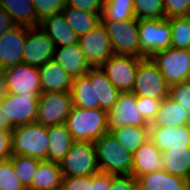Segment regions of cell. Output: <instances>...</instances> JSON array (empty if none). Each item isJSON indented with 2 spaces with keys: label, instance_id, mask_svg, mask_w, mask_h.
Listing matches in <instances>:
<instances>
[{
  "label": "cell",
  "instance_id": "obj_1",
  "mask_svg": "<svg viewBox=\"0 0 190 190\" xmlns=\"http://www.w3.org/2000/svg\"><path fill=\"white\" fill-rule=\"evenodd\" d=\"M66 126L74 141L95 142L108 130V111L73 106Z\"/></svg>",
  "mask_w": 190,
  "mask_h": 190
},
{
  "label": "cell",
  "instance_id": "obj_2",
  "mask_svg": "<svg viewBox=\"0 0 190 190\" xmlns=\"http://www.w3.org/2000/svg\"><path fill=\"white\" fill-rule=\"evenodd\" d=\"M99 172L108 175H131L133 154L127 151L112 135L103 134L94 142Z\"/></svg>",
  "mask_w": 190,
  "mask_h": 190
},
{
  "label": "cell",
  "instance_id": "obj_3",
  "mask_svg": "<svg viewBox=\"0 0 190 190\" xmlns=\"http://www.w3.org/2000/svg\"><path fill=\"white\" fill-rule=\"evenodd\" d=\"M12 154L29 156L40 161H47L48 129L32 122L19 125L11 132Z\"/></svg>",
  "mask_w": 190,
  "mask_h": 190
},
{
  "label": "cell",
  "instance_id": "obj_4",
  "mask_svg": "<svg viewBox=\"0 0 190 190\" xmlns=\"http://www.w3.org/2000/svg\"><path fill=\"white\" fill-rule=\"evenodd\" d=\"M63 176H88L99 173L95 143L74 141L59 163Z\"/></svg>",
  "mask_w": 190,
  "mask_h": 190
},
{
  "label": "cell",
  "instance_id": "obj_5",
  "mask_svg": "<svg viewBox=\"0 0 190 190\" xmlns=\"http://www.w3.org/2000/svg\"><path fill=\"white\" fill-rule=\"evenodd\" d=\"M139 44L141 58H151L155 53L171 47L169 19H140Z\"/></svg>",
  "mask_w": 190,
  "mask_h": 190
},
{
  "label": "cell",
  "instance_id": "obj_6",
  "mask_svg": "<svg viewBox=\"0 0 190 190\" xmlns=\"http://www.w3.org/2000/svg\"><path fill=\"white\" fill-rule=\"evenodd\" d=\"M110 38L115 55H130L141 58L139 44V20L102 22Z\"/></svg>",
  "mask_w": 190,
  "mask_h": 190
},
{
  "label": "cell",
  "instance_id": "obj_7",
  "mask_svg": "<svg viewBox=\"0 0 190 190\" xmlns=\"http://www.w3.org/2000/svg\"><path fill=\"white\" fill-rule=\"evenodd\" d=\"M132 93L154 99L169 96V85L150 58H145L138 64Z\"/></svg>",
  "mask_w": 190,
  "mask_h": 190
},
{
  "label": "cell",
  "instance_id": "obj_8",
  "mask_svg": "<svg viewBox=\"0 0 190 190\" xmlns=\"http://www.w3.org/2000/svg\"><path fill=\"white\" fill-rule=\"evenodd\" d=\"M150 59L161 71L169 86L186 80L190 69L189 49L170 47L155 53Z\"/></svg>",
  "mask_w": 190,
  "mask_h": 190
},
{
  "label": "cell",
  "instance_id": "obj_9",
  "mask_svg": "<svg viewBox=\"0 0 190 190\" xmlns=\"http://www.w3.org/2000/svg\"><path fill=\"white\" fill-rule=\"evenodd\" d=\"M72 107L70 93H41L35 122L46 127L65 124Z\"/></svg>",
  "mask_w": 190,
  "mask_h": 190
},
{
  "label": "cell",
  "instance_id": "obj_10",
  "mask_svg": "<svg viewBox=\"0 0 190 190\" xmlns=\"http://www.w3.org/2000/svg\"><path fill=\"white\" fill-rule=\"evenodd\" d=\"M8 93L39 96L42 93L37 66L20 63L2 70Z\"/></svg>",
  "mask_w": 190,
  "mask_h": 190
},
{
  "label": "cell",
  "instance_id": "obj_11",
  "mask_svg": "<svg viewBox=\"0 0 190 190\" xmlns=\"http://www.w3.org/2000/svg\"><path fill=\"white\" fill-rule=\"evenodd\" d=\"M142 60V58L135 56L113 54L101 68L117 90L132 92L136 69Z\"/></svg>",
  "mask_w": 190,
  "mask_h": 190
},
{
  "label": "cell",
  "instance_id": "obj_12",
  "mask_svg": "<svg viewBox=\"0 0 190 190\" xmlns=\"http://www.w3.org/2000/svg\"><path fill=\"white\" fill-rule=\"evenodd\" d=\"M78 44L91 68L101 67L114 54L102 22L93 30L80 36Z\"/></svg>",
  "mask_w": 190,
  "mask_h": 190
},
{
  "label": "cell",
  "instance_id": "obj_13",
  "mask_svg": "<svg viewBox=\"0 0 190 190\" xmlns=\"http://www.w3.org/2000/svg\"><path fill=\"white\" fill-rule=\"evenodd\" d=\"M54 42L39 27L26 26V40L23 49V63L40 67L53 60Z\"/></svg>",
  "mask_w": 190,
  "mask_h": 190
},
{
  "label": "cell",
  "instance_id": "obj_14",
  "mask_svg": "<svg viewBox=\"0 0 190 190\" xmlns=\"http://www.w3.org/2000/svg\"><path fill=\"white\" fill-rule=\"evenodd\" d=\"M137 96L132 92H121L117 102L108 111V130L124 127L138 126L149 127V124L138 113Z\"/></svg>",
  "mask_w": 190,
  "mask_h": 190
},
{
  "label": "cell",
  "instance_id": "obj_15",
  "mask_svg": "<svg viewBox=\"0 0 190 190\" xmlns=\"http://www.w3.org/2000/svg\"><path fill=\"white\" fill-rule=\"evenodd\" d=\"M1 103L3 113L14 127L35 122L39 96L8 93Z\"/></svg>",
  "mask_w": 190,
  "mask_h": 190
},
{
  "label": "cell",
  "instance_id": "obj_16",
  "mask_svg": "<svg viewBox=\"0 0 190 190\" xmlns=\"http://www.w3.org/2000/svg\"><path fill=\"white\" fill-rule=\"evenodd\" d=\"M26 26L16 25L0 37V70L23 63Z\"/></svg>",
  "mask_w": 190,
  "mask_h": 190
},
{
  "label": "cell",
  "instance_id": "obj_17",
  "mask_svg": "<svg viewBox=\"0 0 190 190\" xmlns=\"http://www.w3.org/2000/svg\"><path fill=\"white\" fill-rule=\"evenodd\" d=\"M38 68L42 93H70L74 79L57 62L50 60Z\"/></svg>",
  "mask_w": 190,
  "mask_h": 190
},
{
  "label": "cell",
  "instance_id": "obj_18",
  "mask_svg": "<svg viewBox=\"0 0 190 190\" xmlns=\"http://www.w3.org/2000/svg\"><path fill=\"white\" fill-rule=\"evenodd\" d=\"M53 60L73 79L86 75L91 69L78 43L70 46H59V48L55 47Z\"/></svg>",
  "mask_w": 190,
  "mask_h": 190
},
{
  "label": "cell",
  "instance_id": "obj_19",
  "mask_svg": "<svg viewBox=\"0 0 190 190\" xmlns=\"http://www.w3.org/2000/svg\"><path fill=\"white\" fill-rule=\"evenodd\" d=\"M162 152L148 139L133 153L131 175H140L163 170Z\"/></svg>",
  "mask_w": 190,
  "mask_h": 190
},
{
  "label": "cell",
  "instance_id": "obj_20",
  "mask_svg": "<svg viewBox=\"0 0 190 190\" xmlns=\"http://www.w3.org/2000/svg\"><path fill=\"white\" fill-rule=\"evenodd\" d=\"M39 27L54 42L56 47L78 43L79 36L67 23L62 13L43 18Z\"/></svg>",
  "mask_w": 190,
  "mask_h": 190
},
{
  "label": "cell",
  "instance_id": "obj_21",
  "mask_svg": "<svg viewBox=\"0 0 190 190\" xmlns=\"http://www.w3.org/2000/svg\"><path fill=\"white\" fill-rule=\"evenodd\" d=\"M149 139L161 152L171 147H190V133L185 125L149 127Z\"/></svg>",
  "mask_w": 190,
  "mask_h": 190
},
{
  "label": "cell",
  "instance_id": "obj_22",
  "mask_svg": "<svg viewBox=\"0 0 190 190\" xmlns=\"http://www.w3.org/2000/svg\"><path fill=\"white\" fill-rule=\"evenodd\" d=\"M87 75L91 82H95L96 109L111 110L121 92L109 81L101 67L91 68Z\"/></svg>",
  "mask_w": 190,
  "mask_h": 190
},
{
  "label": "cell",
  "instance_id": "obj_23",
  "mask_svg": "<svg viewBox=\"0 0 190 190\" xmlns=\"http://www.w3.org/2000/svg\"><path fill=\"white\" fill-rule=\"evenodd\" d=\"M136 179L138 190H188L187 179L164 170L140 175Z\"/></svg>",
  "mask_w": 190,
  "mask_h": 190
},
{
  "label": "cell",
  "instance_id": "obj_24",
  "mask_svg": "<svg viewBox=\"0 0 190 190\" xmlns=\"http://www.w3.org/2000/svg\"><path fill=\"white\" fill-rule=\"evenodd\" d=\"M190 113L169 96L164 97L159 105L155 119L149 127H178L185 125Z\"/></svg>",
  "mask_w": 190,
  "mask_h": 190
},
{
  "label": "cell",
  "instance_id": "obj_25",
  "mask_svg": "<svg viewBox=\"0 0 190 190\" xmlns=\"http://www.w3.org/2000/svg\"><path fill=\"white\" fill-rule=\"evenodd\" d=\"M47 161L60 163L74 140L66 124L48 126Z\"/></svg>",
  "mask_w": 190,
  "mask_h": 190
},
{
  "label": "cell",
  "instance_id": "obj_26",
  "mask_svg": "<svg viewBox=\"0 0 190 190\" xmlns=\"http://www.w3.org/2000/svg\"><path fill=\"white\" fill-rule=\"evenodd\" d=\"M62 179L63 175L59 163L46 160L41 161L28 190L61 189Z\"/></svg>",
  "mask_w": 190,
  "mask_h": 190
},
{
  "label": "cell",
  "instance_id": "obj_27",
  "mask_svg": "<svg viewBox=\"0 0 190 190\" xmlns=\"http://www.w3.org/2000/svg\"><path fill=\"white\" fill-rule=\"evenodd\" d=\"M0 6L16 25L37 27L40 24L32 0H0Z\"/></svg>",
  "mask_w": 190,
  "mask_h": 190
},
{
  "label": "cell",
  "instance_id": "obj_28",
  "mask_svg": "<svg viewBox=\"0 0 190 190\" xmlns=\"http://www.w3.org/2000/svg\"><path fill=\"white\" fill-rule=\"evenodd\" d=\"M162 156L164 171L184 179L190 177V147H171Z\"/></svg>",
  "mask_w": 190,
  "mask_h": 190
},
{
  "label": "cell",
  "instance_id": "obj_29",
  "mask_svg": "<svg viewBox=\"0 0 190 190\" xmlns=\"http://www.w3.org/2000/svg\"><path fill=\"white\" fill-rule=\"evenodd\" d=\"M62 14L67 23L80 37L101 23V15L65 5Z\"/></svg>",
  "mask_w": 190,
  "mask_h": 190
},
{
  "label": "cell",
  "instance_id": "obj_30",
  "mask_svg": "<svg viewBox=\"0 0 190 190\" xmlns=\"http://www.w3.org/2000/svg\"><path fill=\"white\" fill-rule=\"evenodd\" d=\"M70 95L73 106L96 109L95 82L87 74L74 78Z\"/></svg>",
  "mask_w": 190,
  "mask_h": 190
},
{
  "label": "cell",
  "instance_id": "obj_31",
  "mask_svg": "<svg viewBox=\"0 0 190 190\" xmlns=\"http://www.w3.org/2000/svg\"><path fill=\"white\" fill-rule=\"evenodd\" d=\"M110 132L132 154L149 139V127L128 125L112 129Z\"/></svg>",
  "mask_w": 190,
  "mask_h": 190
},
{
  "label": "cell",
  "instance_id": "obj_32",
  "mask_svg": "<svg viewBox=\"0 0 190 190\" xmlns=\"http://www.w3.org/2000/svg\"><path fill=\"white\" fill-rule=\"evenodd\" d=\"M133 18L134 0H105L101 22H120Z\"/></svg>",
  "mask_w": 190,
  "mask_h": 190
},
{
  "label": "cell",
  "instance_id": "obj_33",
  "mask_svg": "<svg viewBox=\"0 0 190 190\" xmlns=\"http://www.w3.org/2000/svg\"><path fill=\"white\" fill-rule=\"evenodd\" d=\"M9 160L13 165V169L18 179L21 181L24 188L28 190L31 187L32 179L41 161L29 156L15 154H13Z\"/></svg>",
  "mask_w": 190,
  "mask_h": 190
},
{
  "label": "cell",
  "instance_id": "obj_34",
  "mask_svg": "<svg viewBox=\"0 0 190 190\" xmlns=\"http://www.w3.org/2000/svg\"><path fill=\"white\" fill-rule=\"evenodd\" d=\"M171 27V47L189 49L190 19L187 16L169 18Z\"/></svg>",
  "mask_w": 190,
  "mask_h": 190
},
{
  "label": "cell",
  "instance_id": "obj_35",
  "mask_svg": "<svg viewBox=\"0 0 190 190\" xmlns=\"http://www.w3.org/2000/svg\"><path fill=\"white\" fill-rule=\"evenodd\" d=\"M134 15L140 19H165L162 0H134Z\"/></svg>",
  "mask_w": 190,
  "mask_h": 190
},
{
  "label": "cell",
  "instance_id": "obj_36",
  "mask_svg": "<svg viewBox=\"0 0 190 190\" xmlns=\"http://www.w3.org/2000/svg\"><path fill=\"white\" fill-rule=\"evenodd\" d=\"M0 190H26L10 160L0 161Z\"/></svg>",
  "mask_w": 190,
  "mask_h": 190
},
{
  "label": "cell",
  "instance_id": "obj_37",
  "mask_svg": "<svg viewBox=\"0 0 190 190\" xmlns=\"http://www.w3.org/2000/svg\"><path fill=\"white\" fill-rule=\"evenodd\" d=\"M38 19L62 13L65 0H32Z\"/></svg>",
  "mask_w": 190,
  "mask_h": 190
},
{
  "label": "cell",
  "instance_id": "obj_38",
  "mask_svg": "<svg viewBox=\"0 0 190 190\" xmlns=\"http://www.w3.org/2000/svg\"><path fill=\"white\" fill-rule=\"evenodd\" d=\"M162 99H154L150 97L137 96V110L144 120L151 124L155 119Z\"/></svg>",
  "mask_w": 190,
  "mask_h": 190
},
{
  "label": "cell",
  "instance_id": "obj_39",
  "mask_svg": "<svg viewBox=\"0 0 190 190\" xmlns=\"http://www.w3.org/2000/svg\"><path fill=\"white\" fill-rule=\"evenodd\" d=\"M169 97L190 113V83L187 81L169 86Z\"/></svg>",
  "mask_w": 190,
  "mask_h": 190
},
{
  "label": "cell",
  "instance_id": "obj_40",
  "mask_svg": "<svg viewBox=\"0 0 190 190\" xmlns=\"http://www.w3.org/2000/svg\"><path fill=\"white\" fill-rule=\"evenodd\" d=\"M163 8L167 19L173 17H184L188 15L190 0H164Z\"/></svg>",
  "mask_w": 190,
  "mask_h": 190
},
{
  "label": "cell",
  "instance_id": "obj_41",
  "mask_svg": "<svg viewBox=\"0 0 190 190\" xmlns=\"http://www.w3.org/2000/svg\"><path fill=\"white\" fill-rule=\"evenodd\" d=\"M89 185H92V175L63 176L61 190H89Z\"/></svg>",
  "mask_w": 190,
  "mask_h": 190
},
{
  "label": "cell",
  "instance_id": "obj_42",
  "mask_svg": "<svg viewBox=\"0 0 190 190\" xmlns=\"http://www.w3.org/2000/svg\"><path fill=\"white\" fill-rule=\"evenodd\" d=\"M104 2L105 0H65V5L101 15Z\"/></svg>",
  "mask_w": 190,
  "mask_h": 190
},
{
  "label": "cell",
  "instance_id": "obj_43",
  "mask_svg": "<svg viewBox=\"0 0 190 190\" xmlns=\"http://www.w3.org/2000/svg\"><path fill=\"white\" fill-rule=\"evenodd\" d=\"M110 190H138L137 179L132 175H111Z\"/></svg>",
  "mask_w": 190,
  "mask_h": 190
},
{
  "label": "cell",
  "instance_id": "obj_44",
  "mask_svg": "<svg viewBox=\"0 0 190 190\" xmlns=\"http://www.w3.org/2000/svg\"><path fill=\"white\" fill-rule=\"evenodd\" d=\"M12 155L11 132L0 129V161L9 160Z\"/></svg>",
  "mask_w": 190,
  "mask_h": 190
},
{
  "label": "cell",
  "instance_id": "obj_45",
  "mask_svg": "<svg viewBox=\"0 0 190 190\" xmlns=\"http://www.w3.org/2000/svg\"><path fill=\"white\" fill-rule=\"evenodd\" d=\"M111 175L97 173L92 175V185H89V190H110Z\"/></svg>",
  "mask_w": 190,
  "mask_h": 190
},
{
  "label": "cell",
  "instance_id": "obj_46",
  "mask_svg": "<svg viewBox=\"0 0 190 190\" xmlns=\"http://www.w3.org/2000/svg\"><path fill=\"white\" fill-rule=\"evenodd\" d=\"M14 26H16V24L10 15L0 6V37Z\"/></svg>",
  "mask_w": 190,
  "mask_h": 190
},
{
  "label": "cell",
  "instance_id": "obj_47",
  "mask_svg": "<svg viewBox=\"0 0 190 190\" xmlns=\"http://www.w3.org/2000/svg\"><path fill=\"white\" fill-rule=\"evenodd\" d=\"M14 126L10 123L9 119L3 113L2 103L0 102V129L12 132Z\"/></svg>",
  "mask_w": 190,
  "mask_h": 190
},
{
  "label": "cell",
  "instance_id": "obj_48",
  "mask_svg": "<svg viewBox=\"0 0 190 190\" xmlns=\"http://www.w3.org/2000/svg\"><path fill=\"white\" fill-rule=\"evenodd\" d=\"M8 94L6 82L3 78L2 70H0V102L6 97Z\"/></svg>",
  "mask_w": 190,
  "mask_h": 190
},
{
  "label": "cell",
  "instance_id": "obj_49",
  "mask_svg": "<svg viewBox=\"0 0 190 190\" xmlns=\"http://www.w3.org/2000/svg\"><path fill=\"white\" fill-rule=\"evenodd\" d=\"M185 126H186L188 132L190 133V116H189V118L186 120Z\"/></svg>",
  "mask_w": 190,
  "mask_h": 190
},
{
  "label": "cell",
  "instance_id": "obj_50",
  "mask_svg": "<svg viewBox=\"0 0 190 190\" xmlns=\"http://www.w3.org/2000/svg\"><path fill=\"white\" fill-rule=\"evenodd\" d=\"M185 81H187V82H189L190 83V69H189V72H188V75H187V78H186V80Z\"/></svg>",
  "mask_w": 190,
  "mask_h": 190
},
{
  "label": "cell",
  "instance_id": "obj_51",
  "mask_svg": "<svg viewBox=\"0 0 190 190\" xmlns=\"http://www.w3.org/2000/svg\"><path fill=\"white\" fill-rule=\"evenodd\" d=\"M187 188L190 190V177L187 179Z\"/></svg>",
  "mask_w": 190,
  "mask_h": 190
},
{
  "label": "cell",
  "instance_id": "obj_52",
  "mask_svg": "<svg viewBox=\"0 0 190 190\" xmlns=\"http://www.w3.org/2000/svg\"><path fill=\"white\" fill-rule=\"evenodd\" d=\"M187 17L190 19V9H189V12H188V15H187Z\"/></svg>",
  "mask_w": 190,
  "mask_h": 190
}]
</instances>
